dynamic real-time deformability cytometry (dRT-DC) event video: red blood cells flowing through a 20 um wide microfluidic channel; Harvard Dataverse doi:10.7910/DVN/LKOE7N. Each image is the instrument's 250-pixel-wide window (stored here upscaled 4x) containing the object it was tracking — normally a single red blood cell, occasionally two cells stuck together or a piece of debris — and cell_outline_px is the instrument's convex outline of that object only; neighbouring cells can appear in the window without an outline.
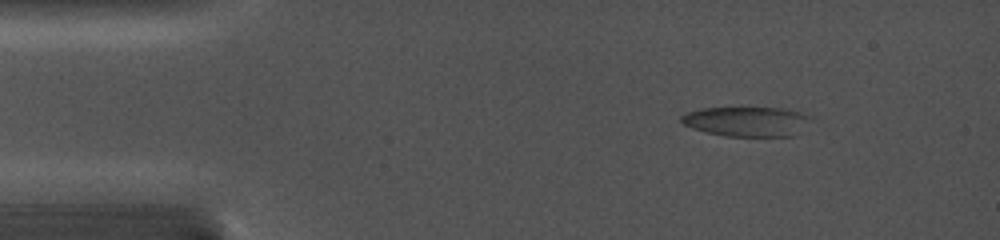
{"species": "common noctule bat (a hibernating species)", "species_latin": "Nyctalus noctula", "temperature_condition": "cold", "stored_images_in_passage": 36, "camera_frame_rate_fps": 5000, "um_per_image_px": 0.085, "animal": {"sex": "female", "body_mass_g": 19.0, "forearm_length_mm": 56.7}, "frame": {"image": 1, "passage_image": 1, "time_ms": 0.0, "image_size_px": [1000, 240], "cell_outline_px": [[812, 120], [792, 136], [724, 136], [692, 128], [684, 124], [680, 120], [680, 116], [688, 112], [700, 108], [784, 108], [800, 112], [808, 116]], "centroid_in_image_um": [63.46, 10.32], "position_along_channel_um": 21.5, "area_um2": 22.25}}
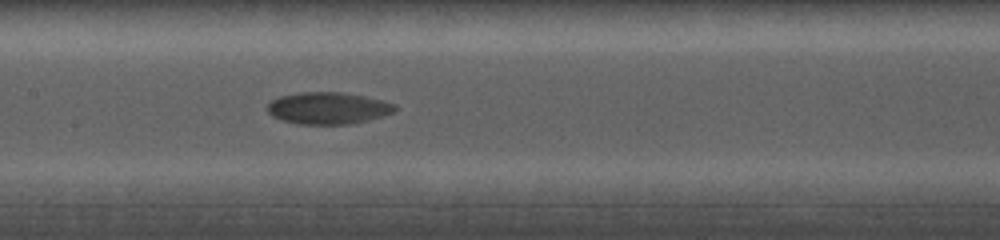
{"frame": {"image": 2, "passage_image": 14, "time_ms": 6.4, "image_size_px": [1000, 240], "cell_outline_px": [[396, 112], [384, 116], [368, 120], [348, 124], [296, 124], [272, 116], [268, 112], [268, 104], [272, 100], [280, 96], [300, 92], [340, 92], [364, 96], [396, 104]], "centroid_in_image_um": [27.9, 9.19], "position_along_channel_um": 179.5, "area_um2": 23.64}}
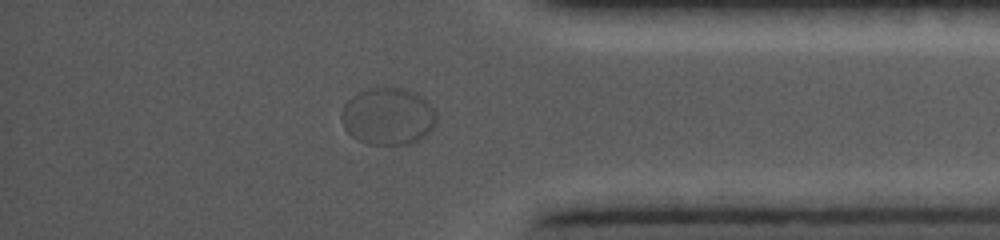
{"frame": {"image": 3, "passage_image": 28, "time_ms": 12.6, "image_size_px": [1000, 240], "cell_outline_px": [[436, 124], [424, 136], [412, 144], [368, 144], [356, 140], [344, 128], [340, 116], [344, 104], [352, 96], [360, 92], [372, 88], [404, 88], [416, 92], [428, 100], [436, 112]], "centroid_in_image_um": [32.99, 9.89], "position_along_channel_um": 402.2, "area_um2": 31.85}}